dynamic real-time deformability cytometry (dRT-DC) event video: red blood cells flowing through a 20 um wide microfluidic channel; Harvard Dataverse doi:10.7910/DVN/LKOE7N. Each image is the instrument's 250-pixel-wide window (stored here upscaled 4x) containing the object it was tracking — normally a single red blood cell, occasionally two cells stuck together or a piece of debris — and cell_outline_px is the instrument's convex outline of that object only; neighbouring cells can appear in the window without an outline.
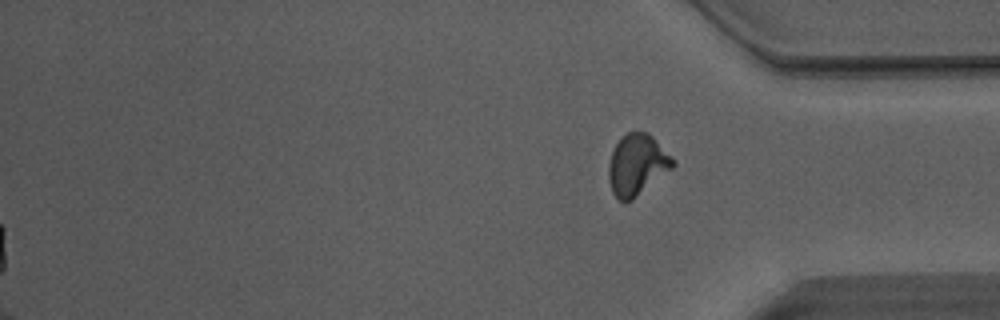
{"species": "Egyptian fruit bat (a non-hibernating species)", "species_latin": "Rousettus aegyptiacus", "temperature_condition": "warm", "stored_images_in_passage": 36, "segment_of_instrument_passage": [2, 2], "camera_frame_rate_fps": 3000, "um_per_image_px": 0.085, "animal": {"sex": "male"}, "frame": {"image": 1, "passage_image": 36, "time_ms": 11.667, "image_size_px": [1000, 320], "cell_outline_px": [[676, 164], [672, 168], [632, 200], [624, 204], [612, 192], [608, 180], [608, 164], [612, 152], [616, 144], [628, 132], [648, 132], [676, 160]], "centroid_in_image_um": [54.15, 14.02], "position_along_channel_um": 381.1, "area_um2": 22.77}}